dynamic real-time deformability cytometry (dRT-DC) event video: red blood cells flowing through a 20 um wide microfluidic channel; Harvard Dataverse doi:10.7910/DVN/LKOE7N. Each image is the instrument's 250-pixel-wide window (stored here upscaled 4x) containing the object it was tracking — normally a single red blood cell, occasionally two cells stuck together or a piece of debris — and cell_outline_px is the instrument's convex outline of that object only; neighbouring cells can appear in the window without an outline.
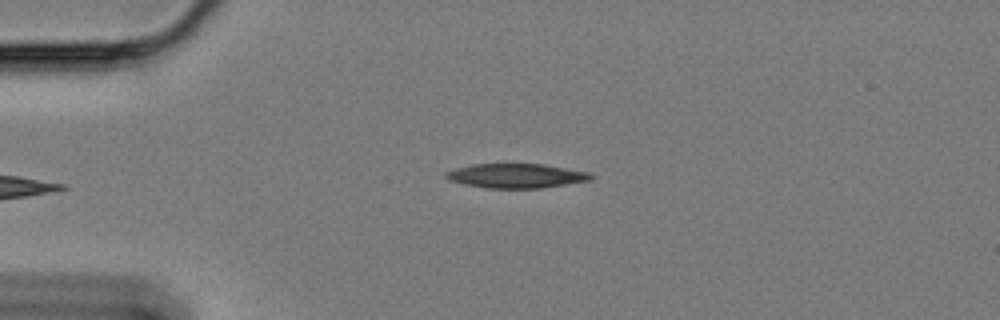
{"species": "Egyptian fruit bat (a non-hibernating species)", "species_latin": "Rousettus aegyptiacus", "temperature_condition": "cold", "stored_images_in_passage": 51, "camera_frame_rate_fps": 3000, "um_per_image_px": 0.085, "animal": {"sex": "female"}, "frame": {"image": 1, "passage_image": 7, "time_ms": 2.0, "image_size_px": [1000, 320], "cell_outline_px": [[592, 180], [540, 188], [484, 188], [464, 184], [448, 180], [444, 176], [444, 172], [456, 168], [472, 164], [504, 160], [544, 164], [588, 172], [592, 176]], "centroid_in_image_um": [43.79, 14.89], "position_along_channel_um": 41.2, "area_um2": 21.62}}
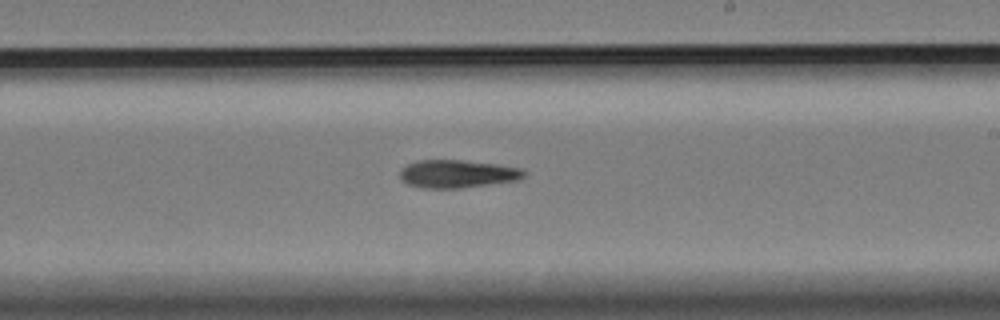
{"frame": {"image": 2, "passage_image": 28, "time_ms": 9.0, "image_size_px": [1000, 320], "cell_outline_px": [[528, 172], [524, 176], [516, 180], [460, 188], [424, 188], [408, 184], [400, 180], [400, 172], [408, 164], [420, 160], [460, 160], [496, 164], [520, 168]], "centroid_in_image_um": [38.87, 14.78], "position_along_channel_um": 250.1, "area_um2": 19.94}}
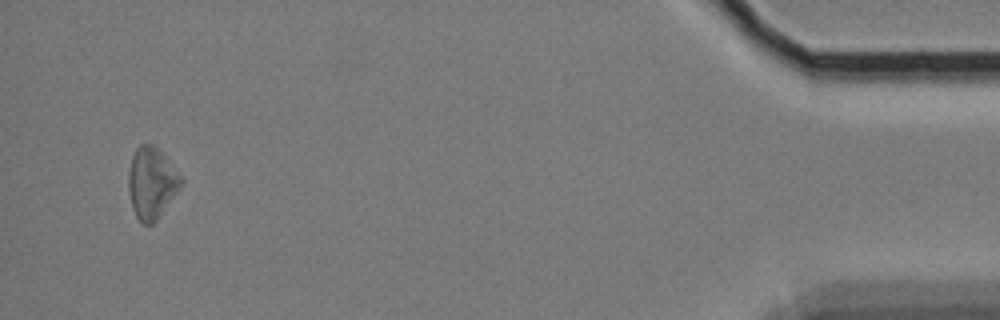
{"frame": {"image": 3, "passage_image": 50, "time_ms": 16.333, "image_size_px": [1000, 320], "cell_outline_px": [[184, 180], [180, 188], [156, 220], [152, 224], [144, 224], [136, 216], [132, 208], [128, 192], [128, 172], [132, 156], [136, 148], [140, 144], [152, 144], [160, 152]], "centroid_in_image_um": [12.85, 15.56], "position_along_channel_um": 422.3, "area_um2": 21.5}}